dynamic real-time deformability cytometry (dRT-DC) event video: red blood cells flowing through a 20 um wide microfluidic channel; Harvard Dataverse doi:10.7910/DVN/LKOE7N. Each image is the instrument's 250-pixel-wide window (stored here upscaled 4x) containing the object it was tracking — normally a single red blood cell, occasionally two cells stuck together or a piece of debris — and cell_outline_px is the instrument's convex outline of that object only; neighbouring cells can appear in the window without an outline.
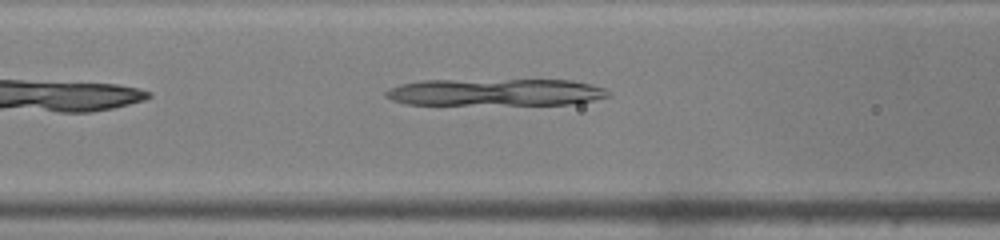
{"species": "common noctule bat (a hibernating species)", "species_latin": "Nyctalus noctula", "temperature_condition": "warm", "stored_images_in_passage": 35, "camera_frame_rate_fps": 3000, "um_per_image_px": 0.085, "animal": {"sex": "male", "body_mass_g": 19.0, "forearm_length_mm": 50.8}, "frame": {"image": 1, "passage_image": 15, "time_ms": 4.667, "image_size_px": [1000, 240], "cell_outline_px": [[612, 96], [576, 104], [408, 104], [392, 100], [384, 96], [384, 92], [388, 88], [400, 84], [424, 80], [572, 80], [604, 88]], "centroid_in_image_um": [42.11, 7.84], "position_along_channel_um": 124.5, "area_um2": 35.14}}
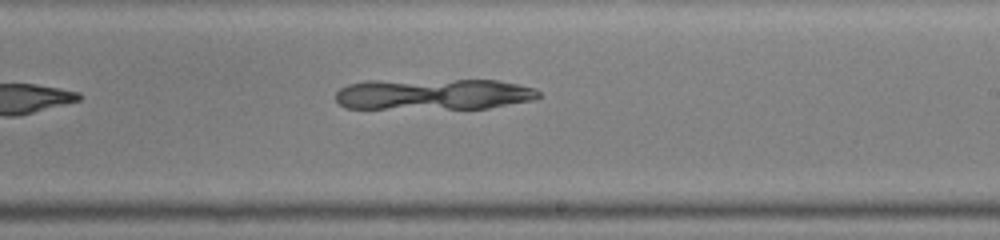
{"frame": {"image": 2, "passage_image": 24, "time_ms": 7.667, "image_size_px": [1000, 240], "cell_outline_px": [[540, 96], [536, 100], [488, 108], [344, 108], [336, 100], [336, 92], [340, 88], [348, 84], [364, 80], [496, 80], [536, 88], [540, 92]], "centroid_in_image_um": [36.85, 8.0], "position_along_channel_um": 252.1, "area_um2": 37.05}}
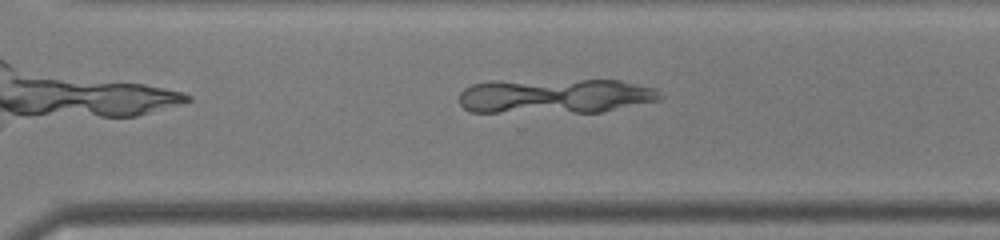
{"frame": {"image": 3, "passage_image": 29, "time_ms": 9.333, "image_size_px": [1000, 240], "cell_outline_px": [[664, 96], [660, 100], [600, 112], [472, 112], [464, 108], [460, 104], [460, 92], [464, 88], [472, 84], [492, 80], [620, 80], [656, 88]], "centroid_in_image_um": [47.19, 8.15], "position_along_channel_um": 323.4, "area_um2": 41.21}}